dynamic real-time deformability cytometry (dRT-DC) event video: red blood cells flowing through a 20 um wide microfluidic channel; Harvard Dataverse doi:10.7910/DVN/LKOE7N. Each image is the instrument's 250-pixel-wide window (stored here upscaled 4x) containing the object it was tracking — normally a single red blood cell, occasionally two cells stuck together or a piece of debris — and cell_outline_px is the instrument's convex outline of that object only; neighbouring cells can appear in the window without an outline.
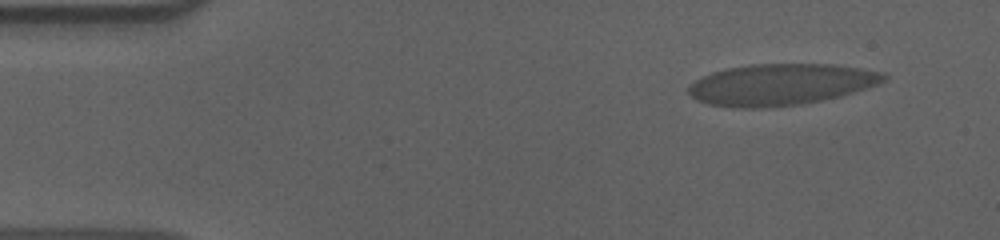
{"species": "human", "species_latin": "Homo sapiens", "temperature_condition": "cold", "stored_images_in_passage": 54, "camera_frame_rate_fps": 3000, "um_per_image_px": 0.085, "donor": {"sex": "male"}, "frame": {"image": 1, "passage_image": 4, "time_ms": 1.0, "image_size_px": [1000, 240], "cell_outline_px": [[888, 80], [840, 96], [800, 104], [756, 108], [740, 108], [708, 104], [696, 100], [688, 92], [688, 88], [700, 76], [712, 72], [728, 68], [748, 64], [832, 64], [860, 68], [884, 72], [888, 76]], "centroid_in_image_um": [66.35, 7.17], "position_along_channel_um": 18.6, "area_um2": 46.88}}
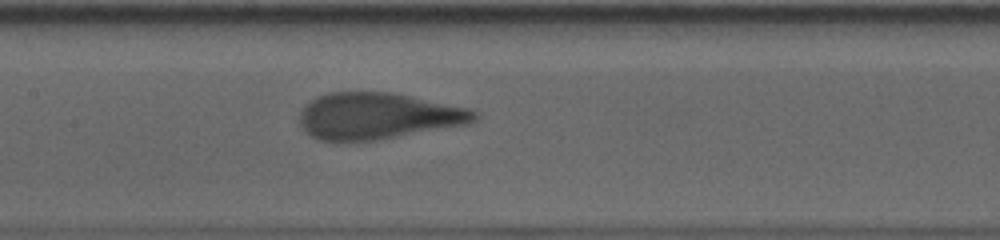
{"frame": {"image": 2, "passage_image": 25, "time_ms": 8.0, "image_size_px": [1000, 240], "cell_outline_px": [[480, 116], [476, 120], [468, 124], [376, 140], [340, 144], [320, 140], [304, 132], [300, 124], [300, 112], [316, 96], [328, 92], [392, 92], [468, 108], [480, 112]], "centroid_in_image_um": [32.09, 9.89], "position_along_channel_um": 175.3, "area_um2": 47.92}}
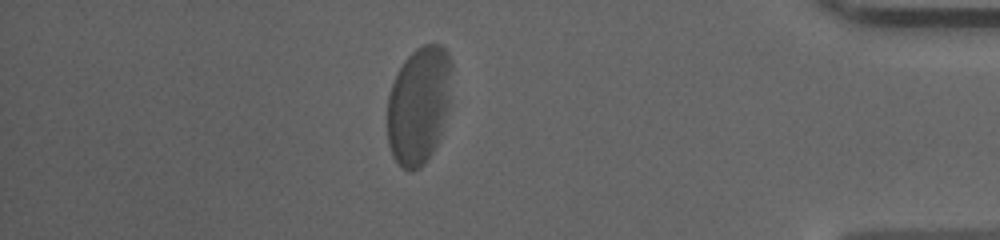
{"frame": {"image": 3, "passage_image": 47, "time_ms": 15.333, "image_size_px": [1000, 240], "cell_outline_px": [[452, 68], [448, 104], [440, 136], [432, 152], [424, 164], [420, 168], [412, 172], [408, 172], [392, 156], [388, 144], [388, 96], [392, 84], [404, 60], [416, 48], [424, 44], [440, 44], [448, 52], [452, 60]], "centroid_in_image_um": [35.6, 8.93], "position_along_channel_um": 399.6, "area_um2": 44.1}, "authors_computed_cell_mechanics": {"area_um2": 47.396, "velocity_mm_per_s": 3.5789, "shape_relaxation_time_tau1_ms": 5.2855, "shape_relaxation_time_tau2_ms": null, "deformation_change_tau1": 0.1499, "deformation_change_tau2": null}}